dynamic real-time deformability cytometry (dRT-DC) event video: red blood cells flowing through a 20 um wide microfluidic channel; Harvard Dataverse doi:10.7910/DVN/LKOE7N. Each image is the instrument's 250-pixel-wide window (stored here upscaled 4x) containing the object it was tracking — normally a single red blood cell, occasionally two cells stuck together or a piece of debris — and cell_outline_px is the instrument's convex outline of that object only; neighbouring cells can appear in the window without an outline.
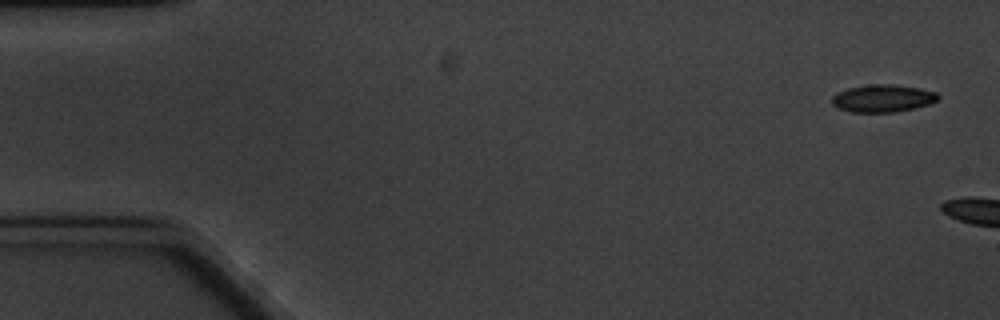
{"species": "common noctule bat (a hibernating species)", "species_latin": "Nyctalus noctula", "temperature_condition": "cold", "stored_images_in_passage": 3, "camera_frame_rate_fps": 3000, "um_per_image_px": 0.085, "animal": {"sex": "male", "body_mass_g": 20.1, "forearm_length_mm": 53.5}, "frame": {"image": 1, "passage_image": 1, "time_ms": 0.0, "image_size_px": [1000, 320], "cell_outline_px": [[940, 96], [936, 100], [928, 104], [896, 112], [852, 112], [840, 108], [832, 104], [832, 96], [836, 92], [848, 88], [872, 84], [892, 84], [920, 88], [936, 92]], "centroid_in_image_um": [75.02, 8.35], "position_along_channel_um": 10.0, "area_um2": 16.88}}